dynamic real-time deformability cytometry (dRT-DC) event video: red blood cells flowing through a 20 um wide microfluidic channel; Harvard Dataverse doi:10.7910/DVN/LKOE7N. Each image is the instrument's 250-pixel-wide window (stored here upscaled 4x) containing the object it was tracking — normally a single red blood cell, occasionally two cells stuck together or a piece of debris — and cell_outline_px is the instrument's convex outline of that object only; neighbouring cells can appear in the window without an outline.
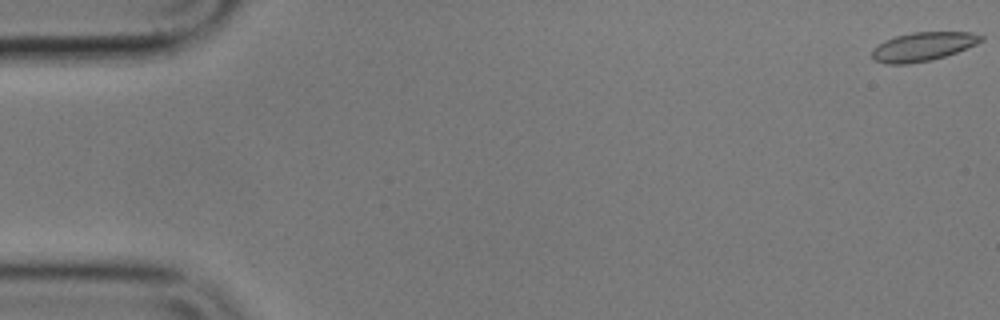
{"species": "common noctule bat (a hibernating species)", "species_latin": "Nyctalus noctula", "temperature_condition": "cold", "stored_images_in_passage": 57, "camera_frame_rate_fps": 3000, "um_per_image_px": 0.085, "animal": {"sex": "male", "body_mass_g": 17.9}, "frame": {"image": 1, "passage_image": 1, "time_ms": 0.0, "image_size_px": [1000, 320], "cell_outline_px": [[984, 40], [976, 44], [956, 52], [932, 60], [908, 64], [884, 64], [872, 60], [872, 52], [884, 40], [896, 36], [912, 32], [972, 32], [984, 36]], "centroid_in_image_um": [78.45, 3.96], "position_along_channel_um": 6.5, "area_um2": 18.26}}
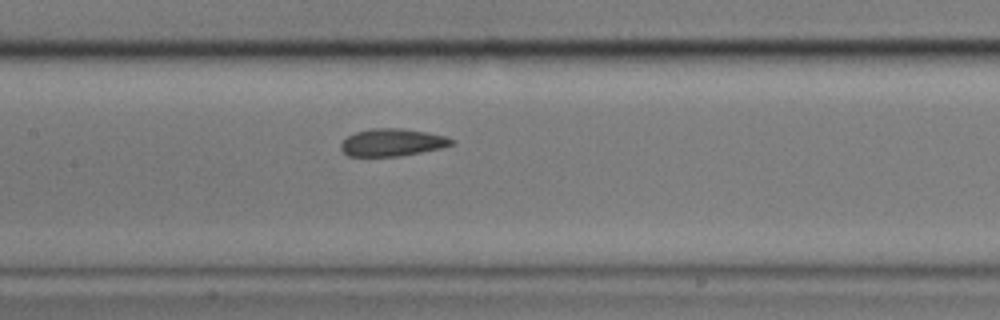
{"frame": {"image": 2, "passage_image": 27, "time_ms": 8.667, "image_size_px": [1000, 320], "cell_outline_px": [[456, 140], [452, 144], [444, 148], [400, 156], [348, 156], [340, 148], [340, 144], [348, 136], [356, 132], [372, 128], [400, 128], [428, 132], [444, 136]], "centroid_in_image_um": [33.36, 12.11], "position_along_channel_um": 174.0, "area_um2": 17.74}}
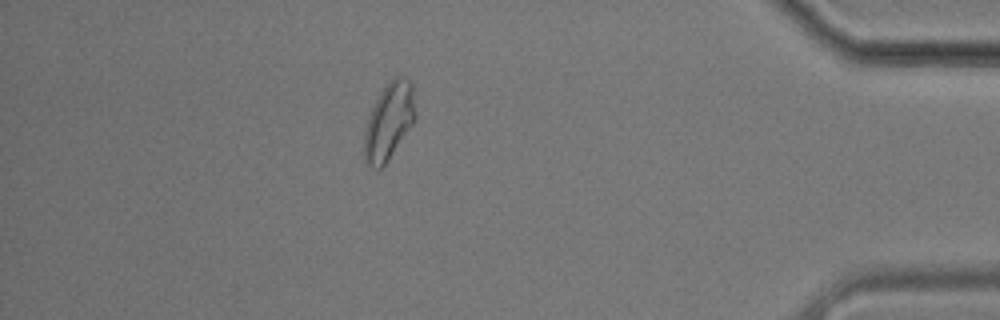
{"frame": {"image": 3, "passage_image": 50, "time_ms": 16.333, "image_size_px": [1000, 320], "cell_outline_px": [[416, 120], [388, 160], [380, 168], [376, 168], [364, 164], [364, 132], [368, 116], [380, 92], [388, 80], [392, 76], [404, 76], [412, 84], [416, 116]], "centroid_in_image_um": [33.06, 10.29], "position_along_channel_um": 402.1, "area_um2": 23.12}, "authors_computed_cell_mechanics": {"area_um2": 18.4382, "velocity_mm_per_s": 3.5353, "shape_relaxation_time_tau1_ms": null, "shape_relaxation_time_tau2_ms": 2.4811, "deformation_change_tau1": null, "deformation_change_tau2": 0.0769}}